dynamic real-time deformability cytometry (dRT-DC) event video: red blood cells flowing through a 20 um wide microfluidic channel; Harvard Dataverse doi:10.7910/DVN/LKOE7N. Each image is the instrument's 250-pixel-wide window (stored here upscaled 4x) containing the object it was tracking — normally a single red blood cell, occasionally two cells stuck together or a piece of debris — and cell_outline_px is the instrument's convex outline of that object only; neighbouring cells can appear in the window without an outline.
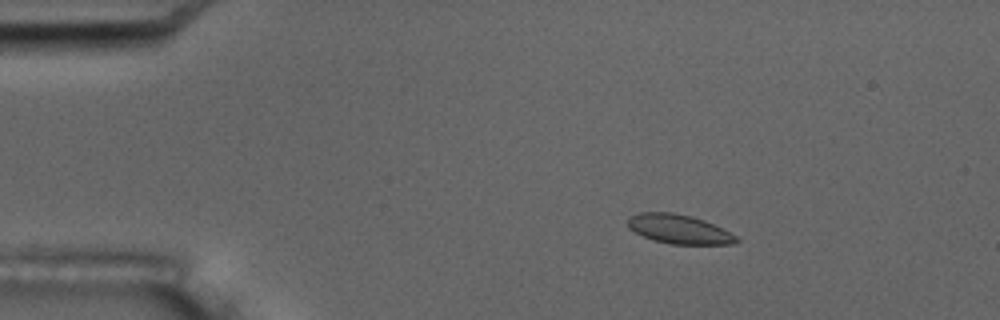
{"species": "common noctule bat (a hibernating species)", "species_latin": "Nyctalus noctula", "temperature_condition": "room temperature", "stored_images_in_passage": 4, "camera_frame_rate_fps": 3000, "um_per_image_px": 0.085, "animal": {"sex": "male", "body_mass_g": 17.5, "forearm_length_mm": 52.3}, "frame": {"image": 1, "passage_image": 2, "time_ms": 2.0, "image_size_px": [1000, 320], "cell_outline_px": [[740, 240], [736, 244], [672, 244], [652, 240], [628, 228], [628, 216], [640, 212], [672, 212], [692, 216], [704, 220], [736, 236]], "centroid_in_image_um": [57.69, 19.47], "position_along_channel_um": 27.3, "area_um2": 18.38}}